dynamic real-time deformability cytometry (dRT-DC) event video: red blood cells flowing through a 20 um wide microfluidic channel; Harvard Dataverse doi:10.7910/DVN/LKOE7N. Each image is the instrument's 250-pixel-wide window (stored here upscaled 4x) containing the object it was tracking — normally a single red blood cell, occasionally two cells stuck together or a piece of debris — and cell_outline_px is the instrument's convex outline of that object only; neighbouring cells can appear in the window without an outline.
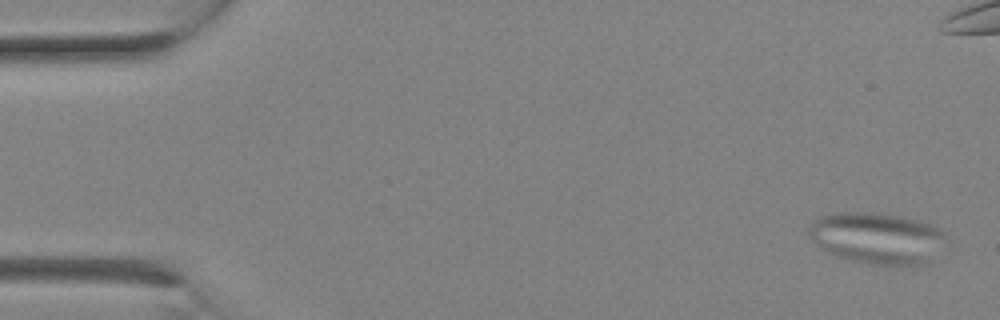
{"species": "Egyptian fruit bat (a non-hibernating species)", "species_latin": "Rousettus aegyptiacus", "temperature_condition": "room temperature", "stored_images_in_passage": 4, "camera_frame_rate_fps": 3000, "um_per_image_px": 0.085, "animal": {"sex": "female"}, "frame": {"image": 1, "passage_image": 1, "time_ms": 0.0, "image_size_px": [1000, 320], "cell_outline_px": [[944, 236], [932, 264], [868, 264], [836, 256], [820, 248], [808, 236], [808, 228], [812, 220], [816, 216], [836, 212], [872, 212], [920, 220], [944, 232]], "centroid_in_image_um": [74.47, 20.23], "position_along_channel_um": 10.5, "area_um2": 41.04}}
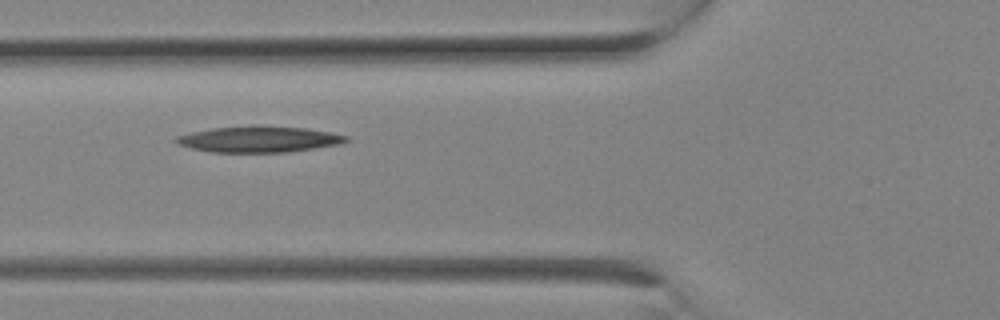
{"frame": {"image": 2, "passage_image": 4, "time_ms": 1.0, "image_size_px": [1000, 320], "cell_outline_px": [[348, 140], [340, 144], [288, 152], [212, 152], [192, 148], [180, 144], [172, 140], [176, 136], [192, 132], [212, 128], [252, 124], [260, 124], [304, 128], [328, 132], [348, 136]], "centroid_in_image_um": [21.99, 11.81], "position_along_channel_um": 103.8, "area_um2": 26.01}}